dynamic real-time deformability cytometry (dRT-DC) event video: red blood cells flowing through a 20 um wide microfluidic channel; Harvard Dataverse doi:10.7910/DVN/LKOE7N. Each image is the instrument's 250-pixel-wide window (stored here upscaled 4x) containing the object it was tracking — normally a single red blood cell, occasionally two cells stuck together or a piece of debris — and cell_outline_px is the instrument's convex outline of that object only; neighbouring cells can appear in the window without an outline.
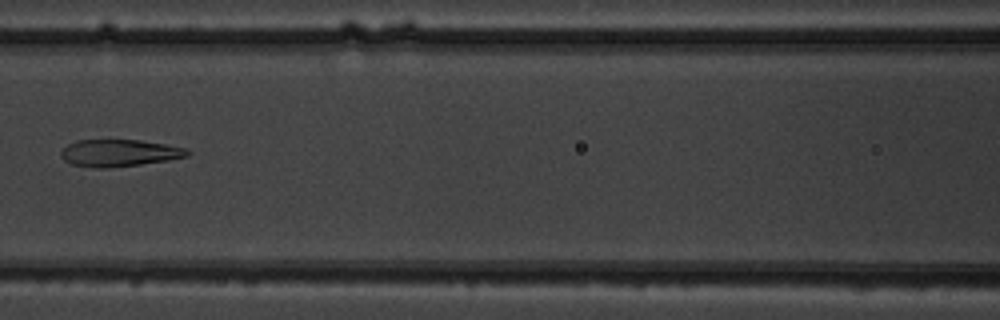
{"species": "common noctule bat (a hibernating species)", "species_latin": "Nyctalus noctula", "temperature_condition": "warm", "stored_images_in_passage": 4, "camera_frame_rate_fps": 3000, "um_per_image_px": 0.085, "animal": {"sex": "male", "body_mass_g": 19.5, "forearm_length_mm": 54.6}, "frame": {"image": 1, "passage_image": 4, "time_ms": 4.333, "image_size_px": [1000, 320], "cell_outline_px": [[192, 152], [188, 156], [168, 160], [140, 164], [108, 168], [96, 168], [72, 164], [64, 160], [60, 156], [60, 152], [68, 144], [76, 140], [140, 140], [188, 148]], "centroid_in_image_um": [10.15, 13.0], "position_along_channel_um": 156.5, "area_um2": 19.94}}